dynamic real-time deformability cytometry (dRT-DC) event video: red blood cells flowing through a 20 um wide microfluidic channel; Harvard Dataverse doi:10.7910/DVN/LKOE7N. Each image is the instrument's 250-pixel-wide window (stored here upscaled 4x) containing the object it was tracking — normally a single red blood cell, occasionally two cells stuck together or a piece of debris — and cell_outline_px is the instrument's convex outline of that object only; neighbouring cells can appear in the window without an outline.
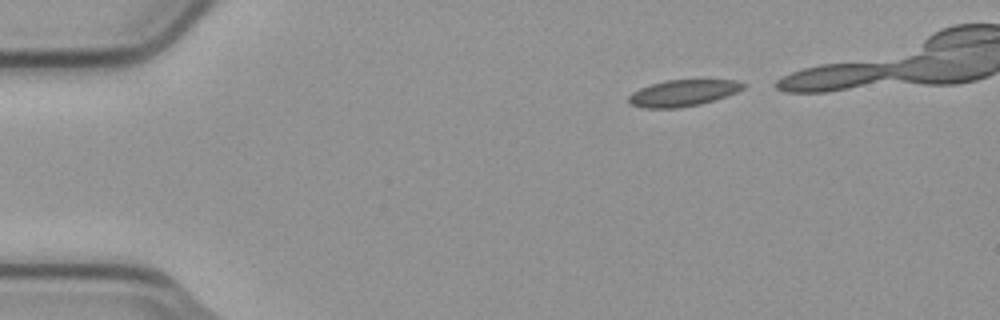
{"species": "common noctule bat (a hibernating species)", "species_latin": "Nyctalus noctula", "temperature_condition": "cold", "stored_images_in_passage": 4, "camera_frame_rate_fps": 3000, "um_per_image_px": 0.085, "animal": {"sex": "male", "body_mass_g": 23.1, "forearm_length_mm": 52.7}, "frame": {"image": 1, "passage_image": 1, "time_ms": 0.0, "image_size_px": [1000, 320], "cell_outline_px": [[748, 84], [744, 88], [736, 92], [700, 104], [680, 108], [640, 108], [628, 104], [628, 96], [632, 92], [640, 88], [664, 80], [736, 80]], "centroid_in_image_um": [58.01, 7.91], "position_along_channel_um": 27.0, "area_um2": 17.69}}